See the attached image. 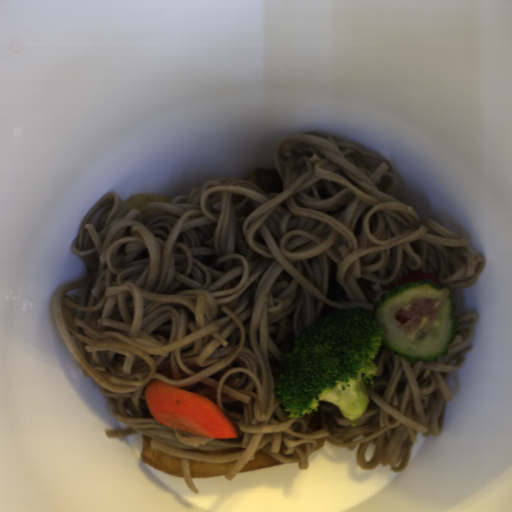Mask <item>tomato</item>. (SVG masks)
I'll list each match as a JSON object with an SVG mask.
<instances>
[{
	"instance_id": "1",
	"label": "tomato",
	"mask_w": 512,
	"mask_h": 512,
	"mask_svg": "<svg viewBox=\"0 0 512 512\" xmlns=\"http://www.w3.org/2000/svg\"><path fill=\"white\" fill-rule=\"evenodd\" d=\"M420 279H430L437 286L440 283L439 280L437 279V277L432 275L429 272L414 271V272H410L408 274H405V275H402L401 277H399L397 282H396V284H395V286L403 285V284H406V283L412 282V281H419Z\"/></svg>"
},
{
	"instance_id": "2",
	"label": "tomato",
	"mask_w": 512,
	"mask_h": 512,
	"mask_svg": "<svg viewBox=\"0 0 512 512\" xmlns=\"http://www.w3.org/2000/svg\"><path fill=\"white\" fill-rule=\"evenodd\" d=\"M396 320H398L400 324H405L409 319L408 317H403L402 310H400V313L397 315Z\"/></svg>"
}]
</instances>
